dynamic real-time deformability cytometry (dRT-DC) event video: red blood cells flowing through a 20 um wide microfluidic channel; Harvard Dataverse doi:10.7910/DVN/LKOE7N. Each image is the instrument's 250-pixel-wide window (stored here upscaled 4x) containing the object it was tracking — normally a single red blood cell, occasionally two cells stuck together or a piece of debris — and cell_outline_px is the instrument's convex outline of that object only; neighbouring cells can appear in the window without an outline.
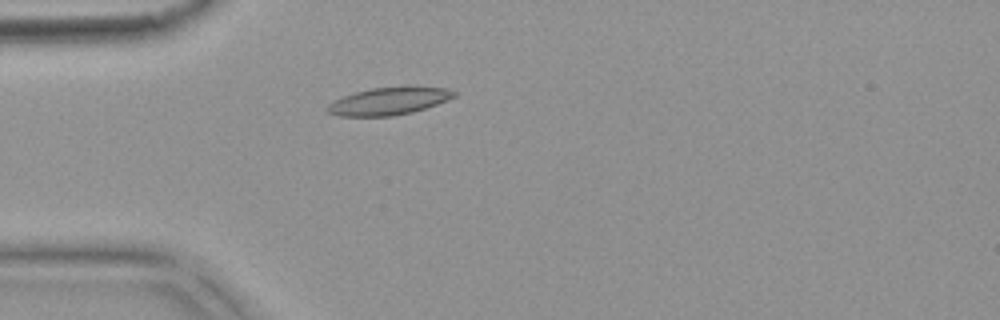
{"species": "common noctule bat (a hibernating species)", "species_latin": "Nyctalus noctula", "temperature_condition": "warm", "stored_images_in_passage": 4, "camera_frame_rate_fps": 3000, "um_per_image_px": 0.085, "animal": {"sex": "female", "body_mass_g": 18.4}, "frame": {"image": 1, "passage_image": 4, "time_ms": 1.0, "image_size_px": [1000, 320], "cell_outline_px": [[456, 96], [448, 100], [412, 112], [392, 116], [340, 116], [328, 112], [324, 108], [328, 104], [344, 96], [356, 92], [372, 88], [408, 84], [412, 84], [448, 88], [456, 92]], "centroid_in_image_um": [33.12, 8.55], "position_along_channel_um": 51.9, "area_um2": 20.81}}